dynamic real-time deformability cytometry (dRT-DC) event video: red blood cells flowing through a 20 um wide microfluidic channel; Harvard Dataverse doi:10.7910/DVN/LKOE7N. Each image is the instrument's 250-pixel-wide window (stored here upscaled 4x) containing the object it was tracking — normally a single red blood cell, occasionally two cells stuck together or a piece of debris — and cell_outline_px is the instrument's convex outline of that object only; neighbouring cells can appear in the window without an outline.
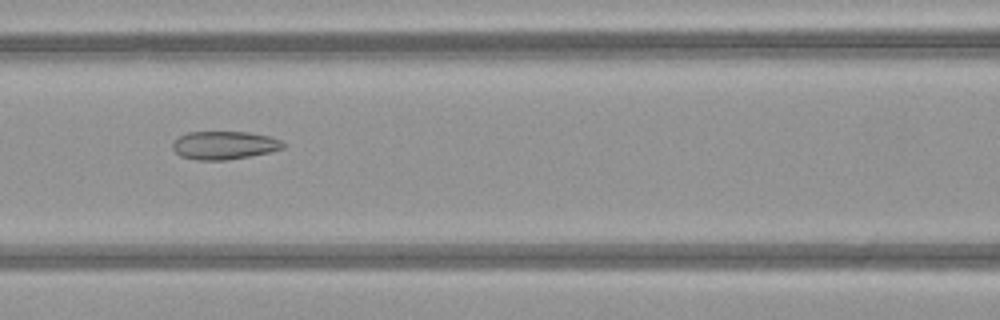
{"species": "common noctule bat (a hibernating species)", "species_latin": "Nyctalus noctula", "temperature_condition": "warm", "stored_images_in_passage": 23, "camera_frame_rate_fps": 3000, "um_per_image_px": 0.085, "animal": {"sex": "female", "body_mass_g": 21.9}, "frame": {"image": 1, "passage_image": 12, "time_ms": 3.667, "image_size_px": [1000, 320], "cell_outline_px": [[288, 144], [284, 148], [268, 152], [248, 156], [224, 160], [196, 160], [180, 156], [172, 148], [172, 144], [180, 136], [188, 132], [248, 132], [268, 136], [280, 140]], "centroid_in_image_um": [19.07, 12.34], "position_along_channel_um": 147.5, "area_um2": 18.03}}
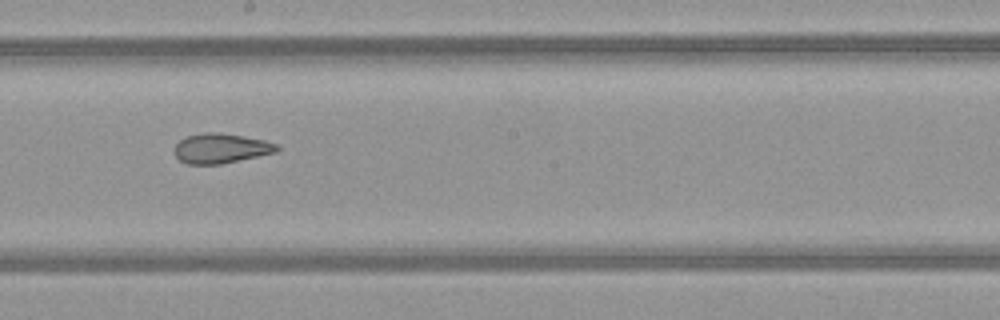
{"frame": {"image": 2, "passage_image": 18, "time_ms": 5.667, "image_size_px": [1000, 320], "cell_outline_px": [[280, 148], [276, 152], [220, 164], [188, 164], [180, 160], [176, 156], [176, 144], [184, 136], [204, 132], [216, 132], [244, 136], [264, 140], [276, 144]], "centroid_in_image_um": [18.77, 12.6], "position_along_channel_um": 229.4, "area_um2": 17.63}}
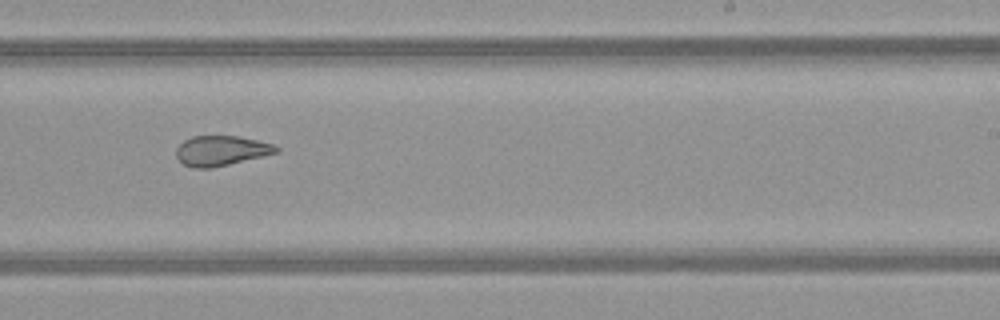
{"frame": {"image": 3, "passage_image": 21, "time_ms": 6.667, "image_size_px": [1000, 320], "cell_outline_px": [[280, 152], [264, 156], [212, 168], [192, 168], [184, 164], [176, 156], [176, 148], [184, 140], [192, 136], [240, 136], [276, 144], [280, 148]], "centroid_in_image_um": [18.85, 12.8], "position_along_channel_um": 270.2, "area_um2": 17.69}}